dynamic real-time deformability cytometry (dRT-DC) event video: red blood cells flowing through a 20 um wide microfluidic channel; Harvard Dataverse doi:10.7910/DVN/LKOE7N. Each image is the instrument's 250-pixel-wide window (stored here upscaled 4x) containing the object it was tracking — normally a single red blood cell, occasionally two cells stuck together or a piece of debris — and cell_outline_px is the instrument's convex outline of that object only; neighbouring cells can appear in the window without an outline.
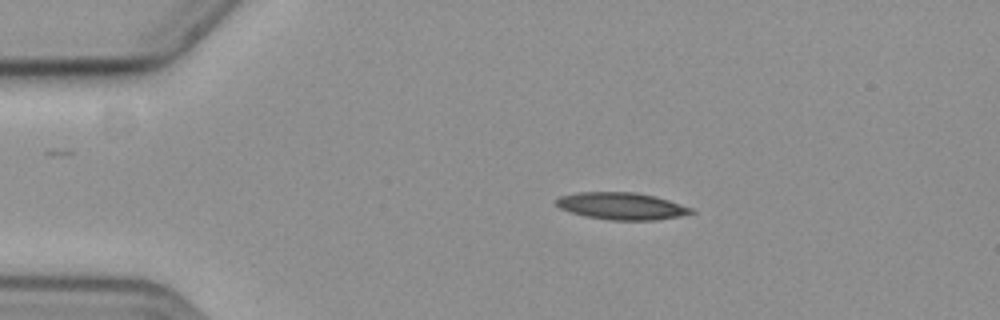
{"species": "common noctule bat (a hibernating species)", "species_latin": "Nyctalus noctula", "temperature_condition": "cold", "stored_images_in_passage": 58, "camera_frame_rate_fps": 3000, "um_per_image_px": 0.085, "animal": {"sex": "female", "body_mass_g": 19.3, "forearm_length_mm": 54.1}, "frame": {"image": 1, "passage_image": 11, "time_ms": 3.333, "image_size_px": [1000, 320], "cell_outline_px": [[696, 212], [680, 216], [656, 220], [608, 220], [584, 216], [560, 208], [552, 200], [560, 196], [580, 192], [636, 192], [656, 196], [696, 208]], "centroid_in_image_um": [52.88, 17.51], "position_along_channel_um": 32.1, "area_um2": 21.62}}
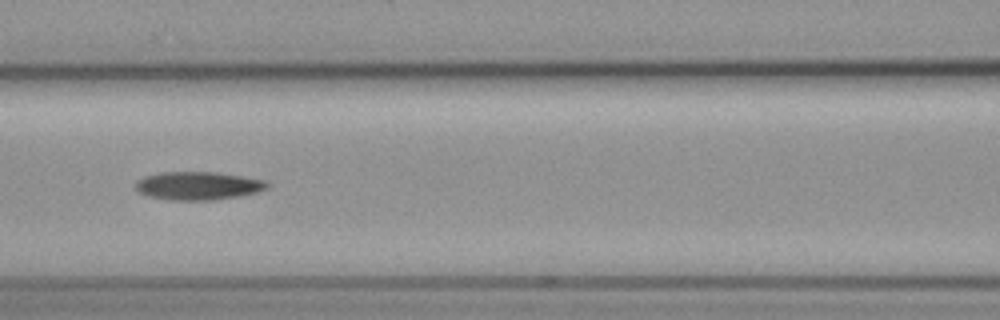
{"frame": {"image": 2, "passage_image": 25, "time_ms": 8.0, "image_size_px": [1000, 320], "cell_outline_px": [[268, 188], [256, 192], [240, 196], [216, 200], [172, 200], [148, 196], [140, 192], [136, 188], [136, 180], [144, 176], [160, 172], [216, 172], [264, 180], [268, 184]], "centroid_in_image_um": [16.82, 15.79], "position_along_channel_um": 149.8, "area_um2": 21.56}}
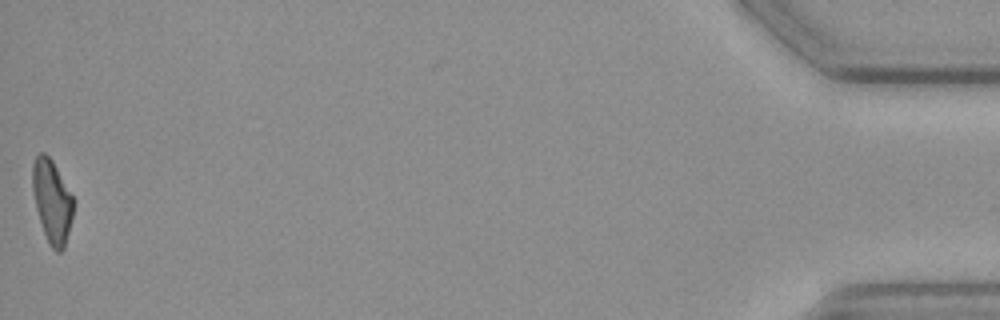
{"frame": {"image": 3, "passage_image": 57, "time_ms": 18.667, "image_size_px": [1000, 320], "cell_outline_px": [[72, 216], [64, 248], [60, 252], [56, 252], [48, 244], [36, 208], [32, 188], [32, 164], [36, 156], [40, 152], [44, 152], [52, 160], [72, 196]], "centroid_in_image_um": [4.39, 17.1], "position_along_channel_um": 430.8, "area_um2": 19.36}, "authors_computed_cell_mechanics": {"area_um2": 20.9236, "velocity_mm_per_s": 3.6077, "shape_relaxation_time_tau1_ms": 4.7811, "shape_relaxation_time_tau2_ms": null, "deformation_change_tau1": 0.1531, "deformation_change_tau2": null}}